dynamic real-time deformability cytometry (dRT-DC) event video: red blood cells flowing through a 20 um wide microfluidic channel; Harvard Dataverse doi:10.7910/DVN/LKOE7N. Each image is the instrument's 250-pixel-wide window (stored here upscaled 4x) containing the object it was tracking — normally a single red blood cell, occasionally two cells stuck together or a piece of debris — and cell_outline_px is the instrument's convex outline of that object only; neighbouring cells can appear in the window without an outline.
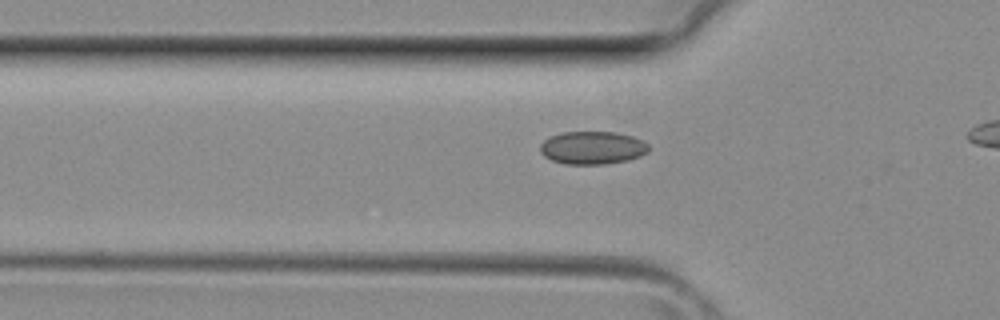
{"species": "common noctule bat (a hibernating species)", "species_latin": "Nyctalus noctula", "temperature_condition": "room temperature", "stored_images_in_passage": 28, "camera_frame_rate_fps": 3000, "um_per_image_px": 0.085, "animal": {"sex": "female", "body_mass_g": 29.2, "forearm_length_mm": 56.3}, "frame": {"image": 1, "passage_image": 9, "time_ms": 2.667, "image_size_px": [1000, 320], "cell_outline_px": [[648, 152], [640, 156], [628, 160], [604, 164], [564, 164], [552, 160], [544, 156], [540, 152], [540, 144], [544, 140], [552, 136], [564, 132], [616, 132], [632, 136], [644, 140], [648, 144]], "centroid_in_image_um": [50.37, 12.56], "position_along_channel_um": 75.4, "area_um2": 20.87}}
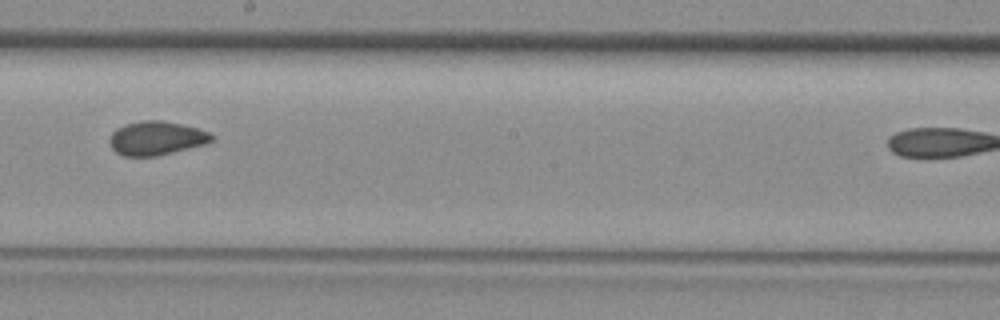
{"frame": {"image": 2, "passage_image": 18, "time_ms": 5.667, "image_size_px": [1000, 320], "cell_outline_px": [[216, 136], [212, 140], [204, 144], [156, 156], [124, 156], [116, 152], [112, 148], [108, 140], [112, 132], [116, 128], [128, 124], [144, 120], [160, 120], [180, 124], [196, 128], [208, 132]], "centroid_in_image_um": [13.26, 11.75], "position_along_channel_um": 234.9, "area_um2": 19.88}}
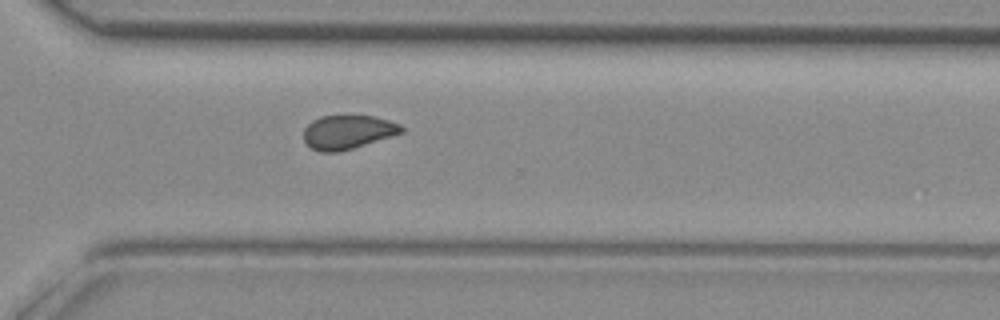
{"frame": {"image": 3, "passage_image": 24, "time_ms": 7.667, "image_size_px": [1000, 320], "cell_outline_px": [[404, 132], [340, 152], [320, 152], [312, 148], [304, 140], [304, 128], [312, 120], [320, 116], [372, 116], [388, 120], [400, 124], [404, 128]], "centroid_in_image_um": [29.55, 11.23], "position_along_channel_um": 341.1, "area_um2": 19.19}}